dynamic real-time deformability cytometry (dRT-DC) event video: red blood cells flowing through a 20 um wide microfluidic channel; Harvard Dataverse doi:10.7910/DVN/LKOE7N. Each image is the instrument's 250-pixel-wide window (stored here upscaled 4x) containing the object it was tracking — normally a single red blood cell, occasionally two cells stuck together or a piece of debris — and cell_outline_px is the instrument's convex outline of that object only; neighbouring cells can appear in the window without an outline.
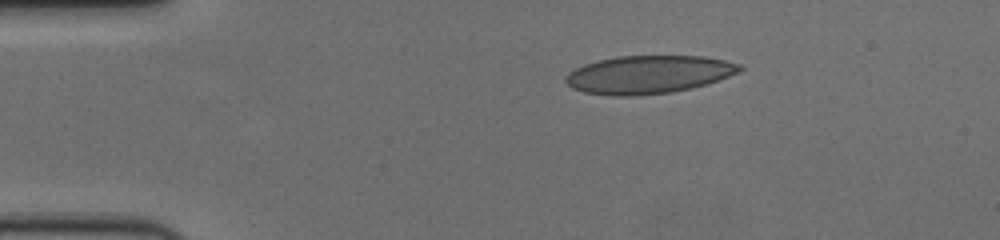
{"species": "human", "species_latin": "Homo sapiens", "temperature_condition": "cold", "stored_images_in_passage": 47, "camera_frame_rate_fps": 3000, "um_per_image_px": 0.085, "donor": {"sex": "female"}, "frame": {"image": 1, "passage_image": 1, "time_ms": 0.0, "image_size_px": [1000, 240], "cell_outline_px": [[744, 68], [728, 76], [692, 88], [672, 92], [632, 96], [612, 96], [584, 92], [572, 88], [564, 80], [568, 72], [584, 64], [596, 60], [616, 56], [704, 56], [724, 60], [740, 64]], "centroid_in_image_um": [55.07, 6.33], "position_along_channel_um": 29.9, "area_um2": 38.49}}
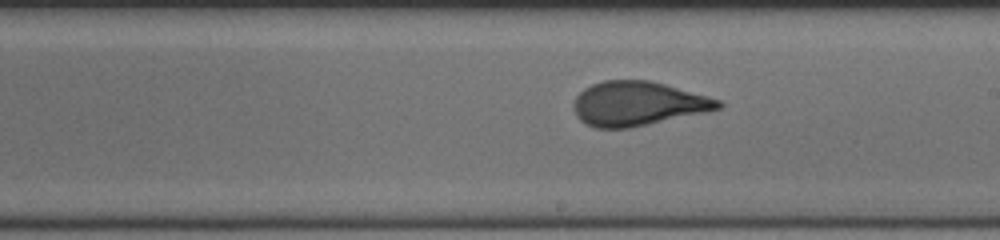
{"frame": {"image": 2, "passage_image": 23, "time_ms": 7.333, "image_size_px": [1000, 240], "cell_outline_px": [[724, 104], [720, 108], [704, 112], [648, 124], [628, 128], [596, 128], [580, 120], [576, 116], [576, 96], [584, 88], [592, 84], [604, 80], [648, 80], [664, 84], [720, 100]], "centroid_in_image_um": [54.2, 8.8], "position_along_channel_um": 234.8, "area_um2": 36.59}}
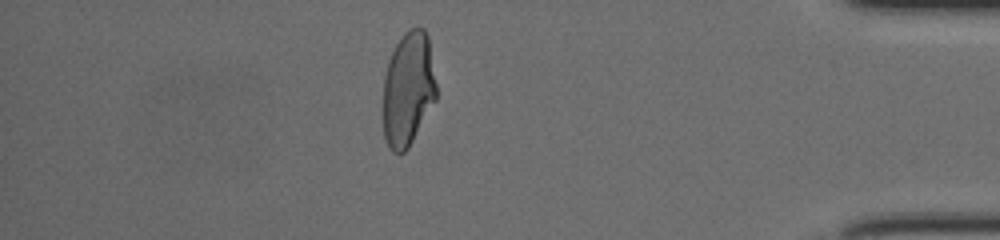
{"frame": {"image": 3, "passage_image": 40, "time_ms": 13.0, "image_size_px": [1000, 240], "cell_outline_px": [[436, 100], [408, 148], [404, 152], [392, 152], [388, 148], [384, 136], [384, 76], [388, 60], [400, 36], [404, 32], [412, 28], [424, 28], [428, 36], [436, 84]], "centroid_in_image_um": [34.69, 7.56], "position_along_channel_um": 400.5, "area_um2": 35.37}, "authors_computed_cell_mechanics": {"area_um2": 37.1654, "velocity_mm_per_s": 3.6202, "shape_relaxation_time_tau1_ms": 5.6902, "shape_relaxation_time_tau2_ms": null, "deformation_change_tau1": 0.1716, "deformation_change_tau2": null}}